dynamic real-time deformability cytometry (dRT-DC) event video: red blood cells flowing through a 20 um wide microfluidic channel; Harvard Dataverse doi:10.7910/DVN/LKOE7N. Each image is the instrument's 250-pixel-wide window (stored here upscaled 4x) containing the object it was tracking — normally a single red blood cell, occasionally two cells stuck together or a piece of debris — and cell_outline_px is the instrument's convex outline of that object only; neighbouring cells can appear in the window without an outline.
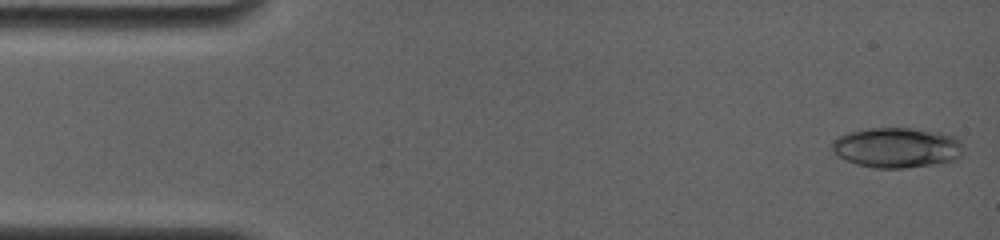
{"species": "common noctule bat (a hibernating species)", "species_latin": "Nyctalus noctula", "temperature_condition": "room temperature", "stored_images_in_passage": 7, "camera_frame_rate_fps": 4000, "um_per_image_px": 0.085, "animal": {"sex": "female", "body_mass_g": 19.0, "forearm_length_mm": 56.7}, "frame": {"image": 1, "passage_image": 1, "time_ms": 0.0, "image_size_px": [1000, 240], "cell_outline_px": [[960, 156], [956, 160], [944, 164], [904, 168], [872, 168], [856, 164], [832, 152], [832, 144], [840, 136], [852, 132], [868, 128], [912, 128], [940, 132], [952, 136], [960, 144]], "centroid_in_image_um": [76.25, 12.57], "position_along_channel_um": 8.8, "area_um2": 30.58}}
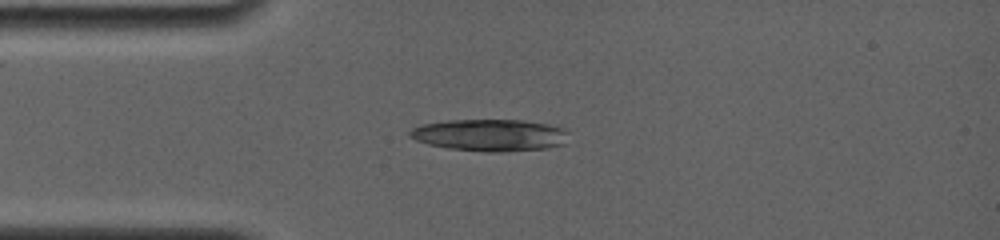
{"frame": {"image": 2, "passage_image": 7, "time_ms": 3.5, "image_size_px": [1000, 240], "cell_outline_px": [[568, 132], [564, 144], [548, 148], [504, 152], [484, 152], [448, 148], [428, 144], [416, 140], [408, 136], [408, 132], [412, 128], [420, 124], [448, 120], [524, 120], [548, 124], [564, 128]], "centroid_in_image_um": [41.63, 11.48], "position_along_channel_um": 43.4, "area_um2": 29.82}}